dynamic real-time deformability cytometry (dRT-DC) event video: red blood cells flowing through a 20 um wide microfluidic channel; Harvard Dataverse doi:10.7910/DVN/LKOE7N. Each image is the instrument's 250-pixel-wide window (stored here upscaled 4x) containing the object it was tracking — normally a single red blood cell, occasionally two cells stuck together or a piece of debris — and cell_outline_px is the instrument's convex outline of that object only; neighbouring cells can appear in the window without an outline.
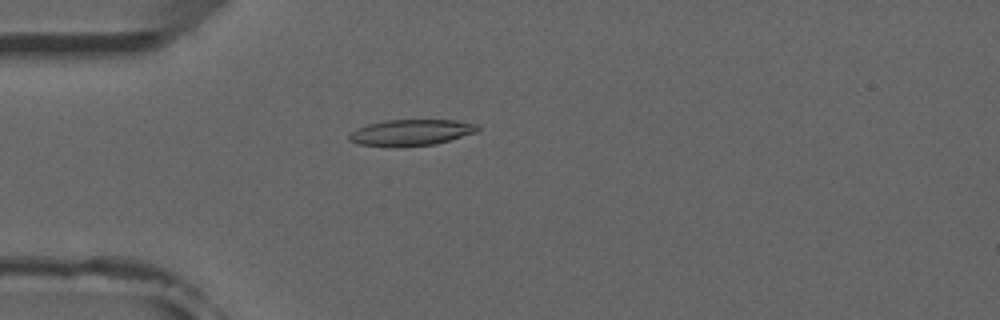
{"species": "common noctule bat (a hibernating species)", "species_latin": "Nyctalus noctula", "temperature_condition": "room temperature", "stored_images_in_passage": 36, "camera_frame_rate_fps": 3000, "um_per_image_px": 0.085, "animal": {"sex": "male", "forearm_length_mm": 52.5}, "frame": {"image": 1, "passage_image": 4, "time_ms": 1.0, "image_size_px": [1000, 320], "cell_outline_px": [[480, 128], [476, 132], [436, 144], [400, 148], [360, 144], [348, 140], [348, 132], [356, 128], [368, 124], [384, 120], [456, 120], [476, 124]], "centroid_in_image_um": [34.89, 11.27], "position_along_channel_um": 50.1, "area_um2": 19.88}}
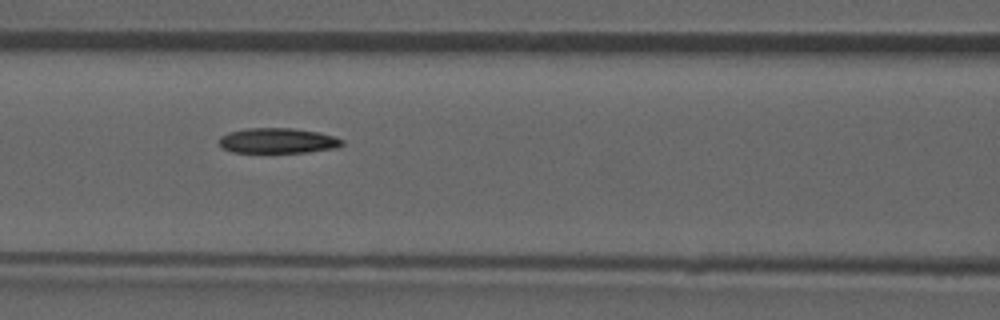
{"frame": {"image": 2, "passage_image": 12, "time_ms": 3.667, "image_size_px": [1000, 320], "cell_outline_px": [[344, 144], [336, 148], [308, 152], [232, 152], [224, 148], [220, 144], [220, 136], [228, 132], [248, 128], [292, 128], [316, 132], [336, 136], [344, 140]], "centroid_in_image_um": [23.64, 11.95], "position_along_channel_um": 143.0, "area_um2": 18.03}}
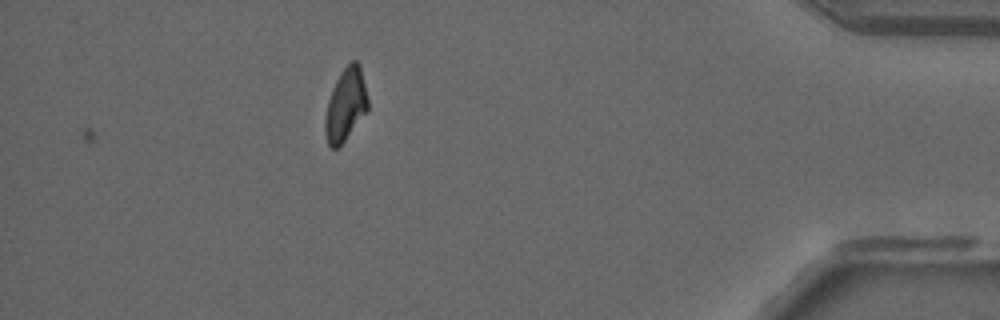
{"frame": {"image": 3, "passage_image": 36, "time_ms": 11.667, "image_size_px": [1000, 320], "cell_outline_px": [[368, 108], [344, 140], [336, 148], [332, 148], [328, 144], [324, 132], [324, 120], [328, 100], [332, 88], [340, 72], [352, 60], [356, 60], [360, 64], [368, 100]], "centroid_in_image_um": [29.35, 8.87], "position_along_channel_um": 405.8, "area_um2": 17.8}, "authors_computed_cell_mechanics": {"area_um2": 18.9295, "velocity_mm_per_s": 3.9262, "shape_relaxation_time_tau1_ms": null, "shape_relaxation_time_tau2_ms": 8.6487, "deformation_change_tau1": null, "deformation_change_tau2": 0.1562}}